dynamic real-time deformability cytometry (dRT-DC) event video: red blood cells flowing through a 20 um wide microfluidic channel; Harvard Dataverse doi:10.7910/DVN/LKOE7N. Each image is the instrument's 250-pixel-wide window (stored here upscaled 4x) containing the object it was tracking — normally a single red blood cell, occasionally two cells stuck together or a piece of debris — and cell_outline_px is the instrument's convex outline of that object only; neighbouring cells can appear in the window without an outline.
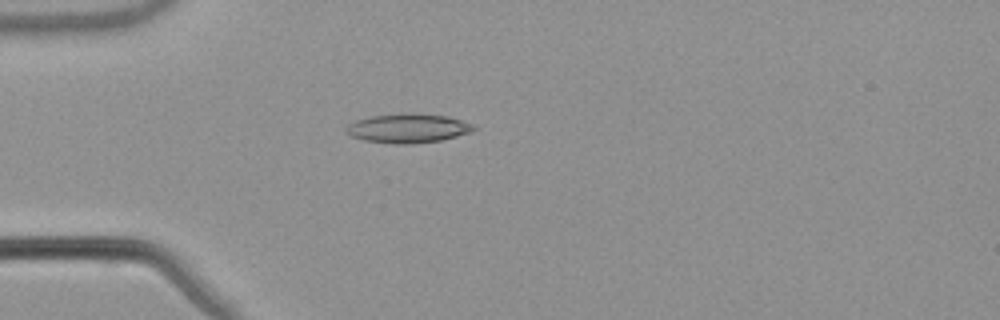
{"species": "common noctule bat (a hibernating species)", "species_latin": "Nyctalus noctula", "temperature_condition": "warm", "stored_images_in_passage": 35, "camera_frame_rate_fps": 3000, "um_per_image_px": 0.085, "animal": {"sex": "male", "body_mass_g": 21.5, "forearm_length_mm": 52.0}, "frame": {"image": 1, "passage_image": 1, "time_ms": 0.0, "image_size_px": [1000, 320], "cell_outline_px": [[476, 128], [468, 132], [456, 136], [440, 140], [412, 144], [396, 144], [364, 140], [352, 136], [344, 132], [344, 128], [348, 124], [356, 120], [372, 116], [448, 116], [476, 124]], "centroid_in_image_um": [34.66, 10.95], "position_along_channel_um": 50.3, "area_um2": 20.69}}
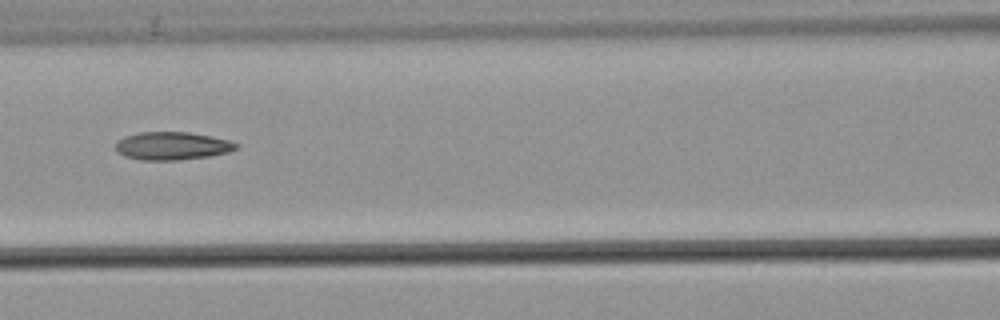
{"frame": {"image": 2, "passage_image": 10, "time_ms": 3.0, "image_size_px": [1000, 320], "cell_outline_px": [[240, 144], [236, 148], [228, 152], [208, 156], [180, 160], [140, 160], [124, 156], [116, 152], [116, 140], [124, 136], [140, 132], [188, 132], [212, 136], [228, 140]], "centroid_in_image_um": [14.6, 12.4], "position_along_channel_um": 152.0, "area_um2": 19.77}}
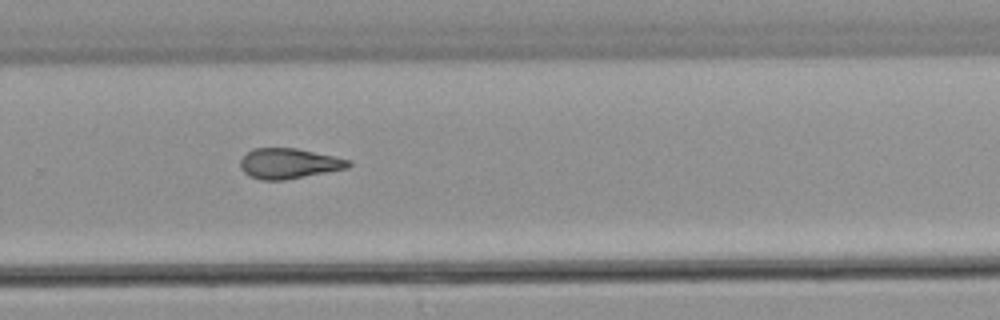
{"frame": {"image": 3, "passage_image": 22, "time_ms": 7.0, "image_size_px": [1000, 320], "cell_outline_px": [[352, 164], [348, 168], [284, 180], [260, 180], [248, 176], [240, 168], [240, 160], [248, 152], [256, 148], [296, 148], [352, 160]], "centroid_in_image_um": [24.55, 13.9], "position_along_channel_um": 305.2, "area_um2": 19.07}, "authors_computed_cell_mechanics": {"area_um2": 19.2474, "velocity_mm_per_s": 3.8436, "shape_relaxation_time_tau1_ms": null, "shape_relaxation_time_tau2_ms": 6.1178, "deformation_change_tau1": null, "deformation_change_tau2": 0.1745}}